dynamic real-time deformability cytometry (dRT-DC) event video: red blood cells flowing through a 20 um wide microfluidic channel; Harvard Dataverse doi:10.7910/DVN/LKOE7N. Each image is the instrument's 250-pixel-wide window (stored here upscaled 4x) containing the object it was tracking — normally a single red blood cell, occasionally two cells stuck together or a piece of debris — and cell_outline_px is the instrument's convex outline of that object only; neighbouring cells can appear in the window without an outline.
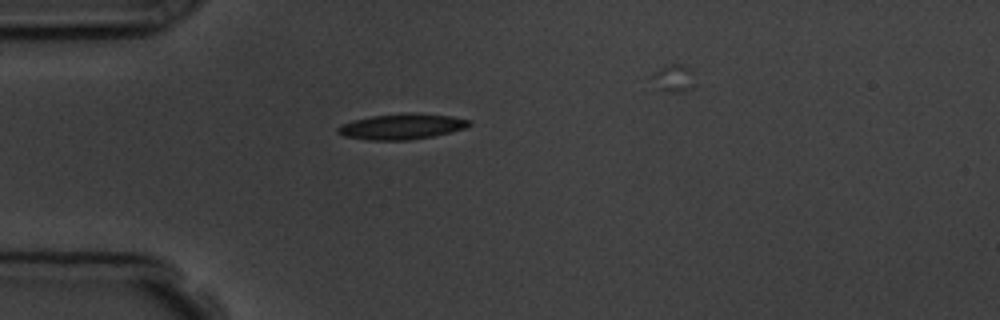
{"species": "common noctule bat (a hibernating species)", "species_latin": "Nyctalus noctula", "temperature_condition": "room temperature", "stored_images_in_passage": 2, "camera_frame_rate_fps": 3000, "um_per_image_px": 0.085, "animal": {"sex": "male", "body_mass_g": 19.5, "forearm_length_mm": 54.6}, "frame": {"image": 1, "passage_image": 1, "time_ms": 0.0, "image_size_px": [1000, 320], "cell_outline_px": [[472, 124], [464, 128], [452, 132], [412, 140], [368, 140], [344, 136], [336, 132], [336, 128], [340, 124], [352, 120], [372, 116], [408, 112], [412, 112], [452, 116], [472, 120]], "centroid_in_image_um": [34.15, 10.75], "position_along_channel_um": 50.9, "area_um2": 19.88}}